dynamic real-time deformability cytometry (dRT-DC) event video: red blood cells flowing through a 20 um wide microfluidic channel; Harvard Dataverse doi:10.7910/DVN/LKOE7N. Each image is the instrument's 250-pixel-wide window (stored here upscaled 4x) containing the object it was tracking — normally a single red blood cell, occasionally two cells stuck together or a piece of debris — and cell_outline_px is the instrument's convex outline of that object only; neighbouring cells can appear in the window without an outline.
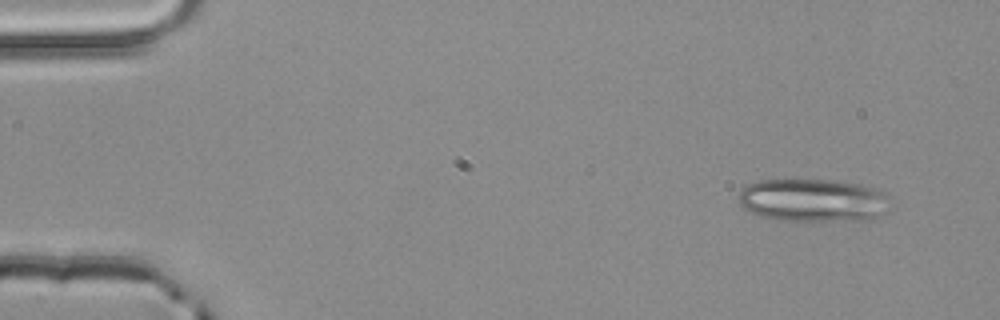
{"species": "common noctule bat (a hibernating species)", "species_latin": "Nyctalus noctula", "temperature_condition": "room temperature", "stored_images_in_passage": 5, "camera_frame_rate_fps": 3000, "um_per_image_px": 0.085, "animal": {"sex": "male", "body_mass_g": 20.4}, "frame": {"image": 1, "passage_image": 1, "time_ms": 0.0, "image_size_px": [1000, 320], "cell_outline_px": [[888, 196], [884, 212], [868, 220], [776, 220], [760, 216], [744, 208], [740, 204], [740, 188], [756, 180], [836, 180], [860, 184], [876, 188], [884, 192]], "centroid_in_image_um": [69.07, 17.01], "position_along_channel_um": 15.9, "area_um2": 37.8}}